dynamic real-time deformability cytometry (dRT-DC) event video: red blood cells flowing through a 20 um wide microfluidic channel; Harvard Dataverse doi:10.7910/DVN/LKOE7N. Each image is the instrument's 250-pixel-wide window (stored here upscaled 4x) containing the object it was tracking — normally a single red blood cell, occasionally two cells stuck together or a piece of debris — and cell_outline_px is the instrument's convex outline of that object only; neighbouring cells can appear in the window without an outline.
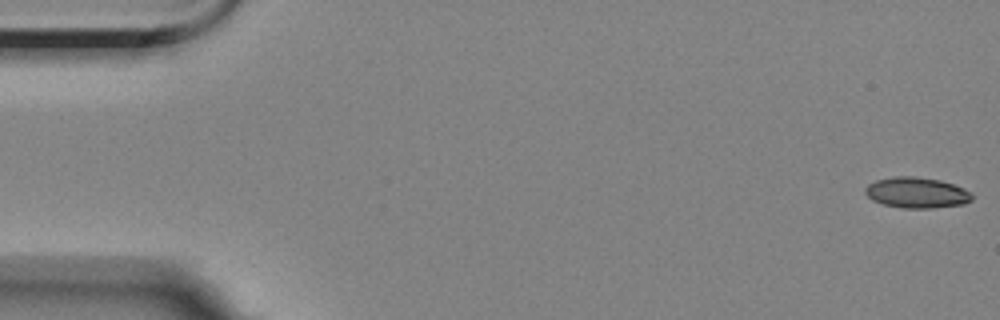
{"species": "Egyptian fruit bat (a non-hibernating species)", "species_latin": "Rousettus aegyptiacus", "temperature_condition": "room temperature", "stored_images_in_passage": 6, "camera_frame_rate_fps": 3000, "um_per_image_px": 0.085, "animal": {"sex": "female"}, "frame": {"image": 1, "passage_image": 1, "time_ms": 0.0, "image_size_px": [1000, 320], "cell_outline_px": [[972, 200], [964, 204], [932, 208], [904, 208], [884, 204], [872, 200], [864, 192], [864, 188], [868, 184], [876, 180], [892, 176], [916, 176], [940, 180], [964, 188], [972, 192]], "centroid_in_image_um": [77.92, 16.37], "position_along_channel_um": 7.1, "area_um2": 19.25}}
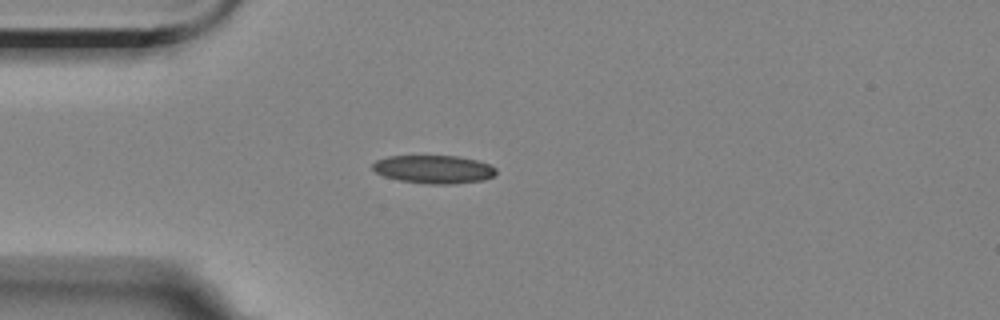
{"frame": {"image": 2, "passage_image": 5, "time_ms": 4.667, "image_size_px": [1000, 320], "cell_outline_px": [[496, 172], [492, 176], [484, 180], [448, 184], [432, 184], [400, 180], [384, 176], [376, 172], [372, 168], [372, 164], [376, 160], [388, 156], [460, 156], [476, 160], [488, 164], [496, 168]], "centroid_in_image_um": [36.86, 14.38], "position_along_channel_um": 48.1, "area_um2": 20.11}}